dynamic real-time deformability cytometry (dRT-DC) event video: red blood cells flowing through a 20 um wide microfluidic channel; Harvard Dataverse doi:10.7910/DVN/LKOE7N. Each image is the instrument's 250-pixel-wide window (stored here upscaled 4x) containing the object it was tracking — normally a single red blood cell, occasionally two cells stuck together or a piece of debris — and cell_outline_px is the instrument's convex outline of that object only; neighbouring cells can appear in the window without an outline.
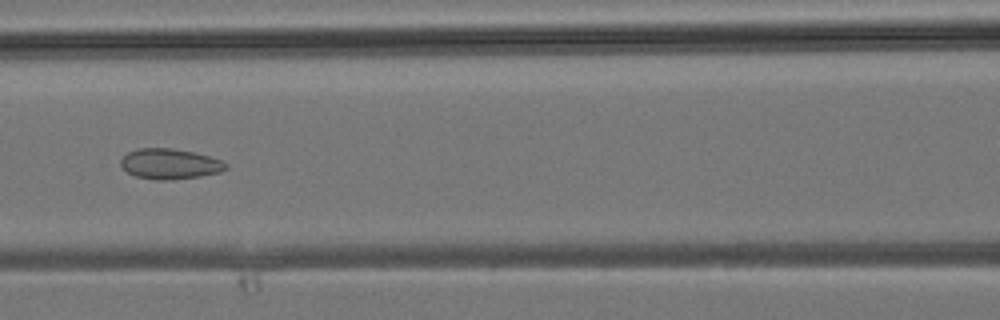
{"species": "common noctule bat (a hibernating species)", "species_latin": "Nyctalus noctula", "temperature_condition": "room temperature", "stored_images_in_passage": 35, "camera_frame_rate_fps": 3000, "um_per_image_px": 0.085, "animal": {"sex": "male", "body_mass_g": 19.2, "forearm_length_mm": 51.8}, "frame": {"image": 1, "passage_image": 16, "time_ms": 5.0, "image_size_px": [1000, 320], "cell_outline_px": [[228, 168], [220, 172], [200, 176], [168, 180], [156, 180], [136, 176], [128, 172], [120, 164], [120, 160], [128, 152], [136, 148], [172, 148], [196, 152], [220, 160], [228, 164]], "centroid_in_image_um": [14.44, 13.92], "position_along_channel_um": 152.2, "area_um2": 18.61}}
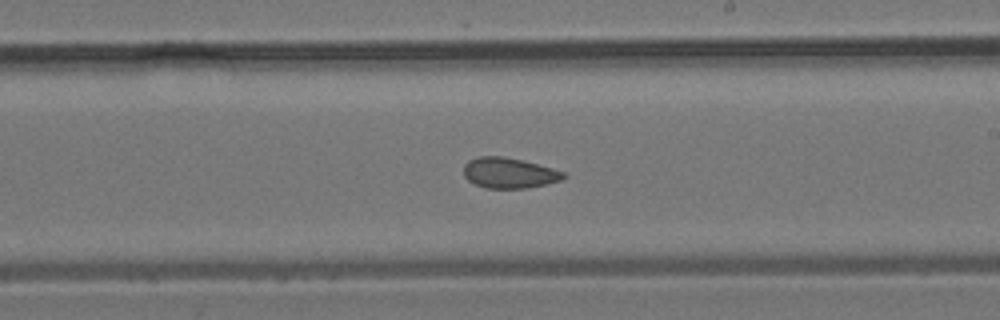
{"frame": {"image": 2, "passage_image": 21, "time_ms": 6.667, "image_size_px": [1000, 320], "cell_outline_px": [[568, 176], [564, 180], [528, 188], [488, 188], [476, 184], [468, 180], [464, 176], [464, 164], [468, 160], [476, 156], [500, 156], [524, 160], [552, 168], [564, 172]], "centroid_in_image_um": [43.3, 14.69], "position_along_channel_um": 245.7, "area_um2": 17.92}}
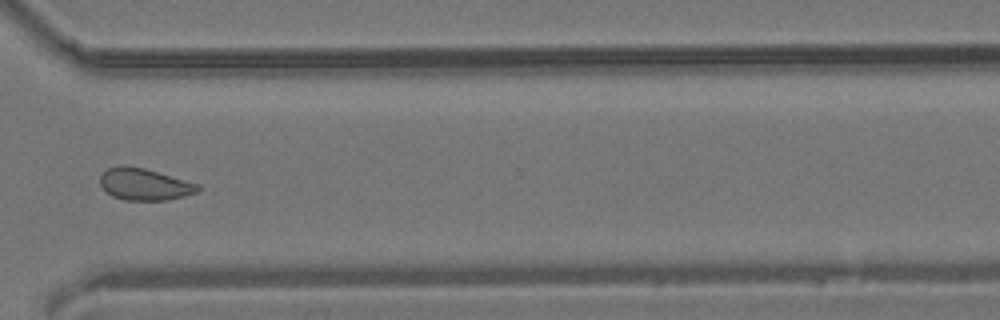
{"frame": {"image": 3, "passage_image": 27, "time_ms": 8.667, "image_size_px": [1000, 320], "cell_outline_px": [[200, 188], [196, 192], [184, 196], [168, 200], [124, 200], [112, 196], [100, 184], [100, 176], [108, 168], [120, 164], [124, 164], [144, 168], [200, 184]], "centroid_in_image_um": [12.27, 15.65], "position_along_channel_um": 358.3, "area_um2": 18.15}}